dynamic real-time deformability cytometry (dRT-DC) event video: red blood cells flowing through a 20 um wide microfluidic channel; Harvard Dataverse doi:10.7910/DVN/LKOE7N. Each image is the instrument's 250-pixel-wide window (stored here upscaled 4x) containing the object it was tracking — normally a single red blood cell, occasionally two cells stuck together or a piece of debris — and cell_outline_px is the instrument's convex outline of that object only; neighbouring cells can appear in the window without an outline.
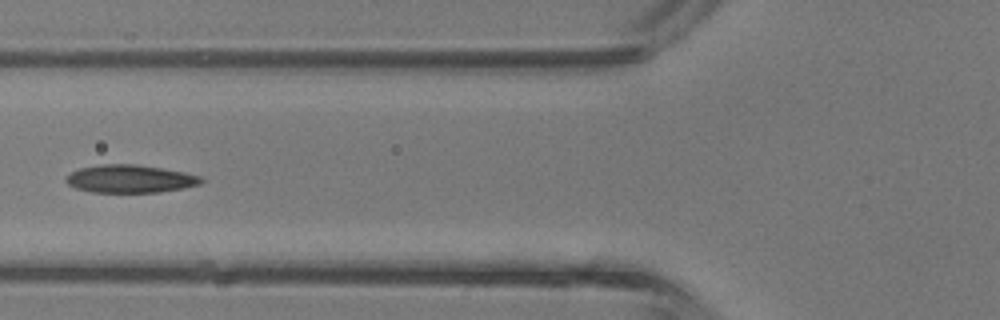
{"species": "common noctule bat (a hibernating species)", "species_latin": "Nyctalus noctula", "temperature_condition": "room temperature", "stored_images_in_passage": 39, "camera_frame_rate_fps": 3000, "um_per_image_px": 0.085, "animal": {"sex": "male", "body_mass_g": 13.3}, "frame": {"image": 1, "passage_image": 15, "time_ms": 4.667, "image_size_px": [1000, 320], "cell_outline_px": [[204, 180], [200, 184], [160, 192], [92, 192], [76, 188], [68, 184], [64, 180], [72, 172], [80, 168], [100, 164], [136, 164], [184, 172], [200, 176]], "centroid_in_image_um": [11.04, 15.2], "position_along_channel_um": 114.8, "area_um2": 21.73}}
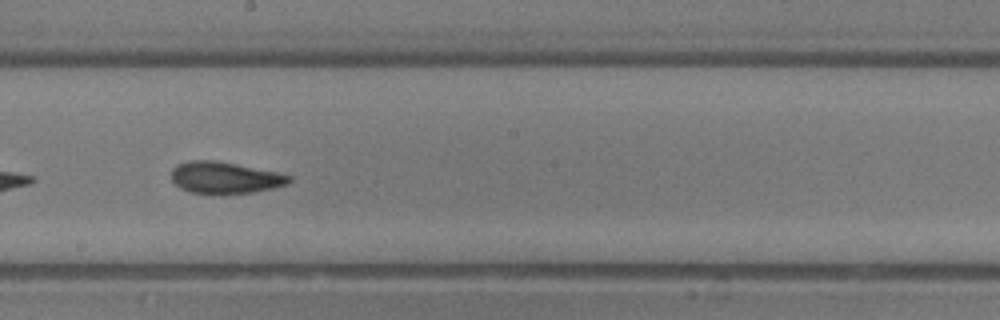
{"frame": {"image": 2, "passage_image": 22, "time_ms": 7.0, "image_size_px": [1000, 320], "cell_outline_px": [[292, 180], [288, 184], [272, 188], [252, 192], [220, 196], [188, 192], [180, 188], [172, 180], [172, 168], [176, 164], [188, 160], [216, 160], [276, 172], [292, 176]], "centroid_in_image_um": [19.08, 15.12], "position_along_channel_um": 229.1, "area_um2": 22.25}}
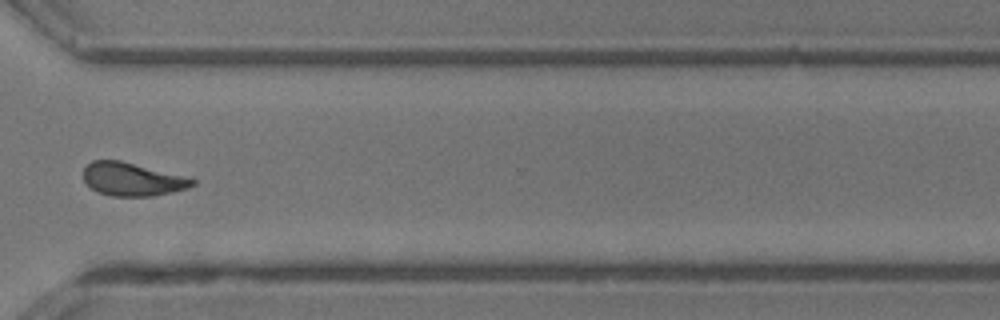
{"frame": {"image": 3, "passage_image": 30, "time_ms": 9.667, "image_size_px": [1000, 320], "cell_outline_px": [[196, 184], [188, 188], [172, 192], [152, 196], [112, 196], [96, 192], [84, 180], [84, 168], [92, 160], [120, 160], [192, 176], [196, 180]], "centroid_in_image_um": [11.33, 15.22], "position_along_channel_um": 359.3, "area_um2": 21.56}, "authors_computed_cell_mechanics": {"area_um2": 21.6172, "velocity_mm_per_s": 4.8984, "shape_relaxation_time_tau1_ms": 5.1201, "shape_relaxation_time_tau2_ms": 2.0688, "deformation_change_tau1": 0.1815, "deformation_change_tau2": 0.0976}}